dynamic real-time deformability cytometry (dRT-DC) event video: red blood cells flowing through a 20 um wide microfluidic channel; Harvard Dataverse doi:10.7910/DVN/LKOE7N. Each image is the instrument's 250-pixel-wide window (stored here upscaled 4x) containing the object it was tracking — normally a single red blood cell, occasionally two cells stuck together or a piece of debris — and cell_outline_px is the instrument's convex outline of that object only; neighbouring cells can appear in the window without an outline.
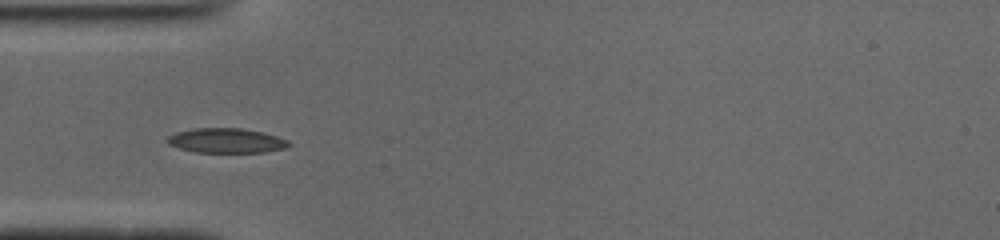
{"species": "common noctule bat (a hibernating species)", "species_latin": "Nyctalus noctula", "temperature_condition": "cold", "stored_images_in_passage": 36, "camera_frame_rate_fps": 3000, "um_per_image_px": 0.085, "animal": {"sex": "male", "body_mass_g": 19.0, "forearm_length_mm": 50.8}, "frame": {"image": 1, "passage_image": 1, "time_ms": 0.0, "image_size_px": [1000, 240], "cell_outline_px": [[292, 144], [288, 148], [264, 152], [196, 152], [180, 148], [168, 144], [164, 140], [168, 136], [176, 132], [196, 128], [240, 128], [264, 132], [288, 140]], "centroid_in_image_um": [19.25, 11.95], "position_along_channel_um": 65.7, "area_um2": 17.57}}
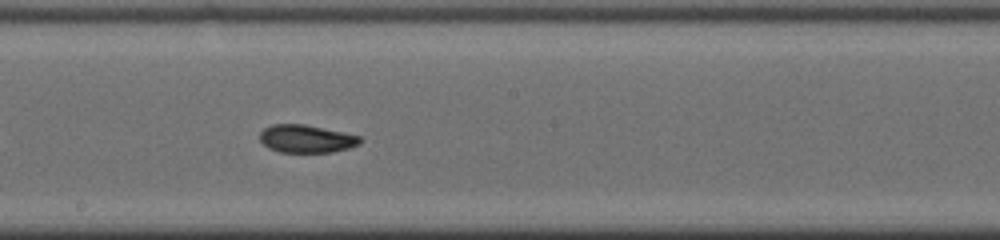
{"frame": {"image": 2, "passage_image": 13, "time_ms": 4.0, "image_size_px": [1000, 240], "cell_outline_px": [[364, 140], [360, 144], [348, 148], [332, 152], [280, 152], [268, 148], [260, 140], [260, 132], [264, 128], [272, 124], [304, 124], [360, 136]], "centroid_in_image_um": [26.04, 11.8], "position_along_channel_um": 222.2, "area_um2": 16.24}}
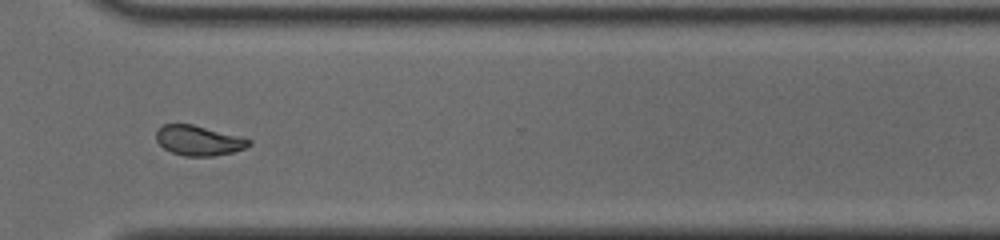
{"frame": {"image": 3, "passage_image": 23, "time_ms": 7.333, "image_size_px": [1000, 240], "cell_outline_px": [[252, 144], [244, 148], [232, 152], [212, 156], [184, 156], [172, 152], [164, 148], [156, 140], [156, 132], [164, 124], [192, 124], [240, 136], [252, 140]], "centroid_in_image_um": [16.9, 11.94], "position_along_channel_um": 353.7, "area_um2": 16.07}, "authors_computed_cell_mechanics": {"area_um2": 16.8776, "velocity_mm_per_s": 3.9166, "shape_relaxation_time_tau1_ms": 4.5625, "shape_relaxation_time_tau2_ms": 2.7284, "deformation_change_tau1": 0.1372, "deformation_change_tau2": 0.0624}}